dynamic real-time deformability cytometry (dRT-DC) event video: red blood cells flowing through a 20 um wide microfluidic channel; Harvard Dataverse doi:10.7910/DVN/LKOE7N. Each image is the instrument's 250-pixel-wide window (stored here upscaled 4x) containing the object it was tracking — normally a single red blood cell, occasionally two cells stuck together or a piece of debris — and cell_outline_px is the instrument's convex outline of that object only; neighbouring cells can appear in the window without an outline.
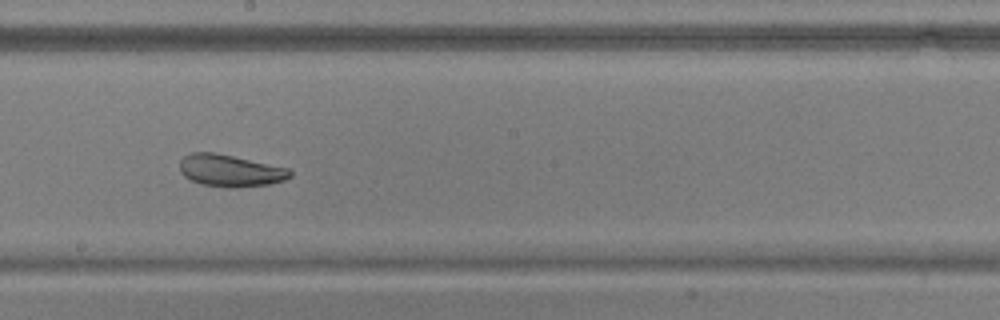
{"species": "common noctule bat (a hibernating species)", "species_latin": "Nyctalus noctula", "temperature_condition": "warm", "stored_images_in_passage": 33, "camera_frame_rate_fps": 3000, "um_per_image_px": 0.085, "animal": {"sex": "male", "body_mass_g": 17.9, "forearm_length_mm": 54.2}, "frame": {"image": 1, "passage_image": 15, "time_ms": 4.667, "image_size_px": [1000, 320], "cell_outline_px": [[292, 176], [284, 180], [268, 184], [236, 188], [228, 188], [200, 184], [184, 176], [180, 172], [180, 160], [184, 156], [192, 152], [216, 152], [288, 168], [292, 172]], "centroid_in_image_um": [19.55, 14.5], "position_along_channel_um": 228.6, "area_um2": 20.69}, "authors_computed_cell_mechanics": {"area_um2": 21.2126, "velocity_mm_per_s": 3.7612, "shape_relaxation_time_tau1_ms": 3.8424, "shape_relaxation_time_tau2_ms": 3.3282, "deformation_change_tau1": 0.1134, "deformation_change_tau2": 0.093}}